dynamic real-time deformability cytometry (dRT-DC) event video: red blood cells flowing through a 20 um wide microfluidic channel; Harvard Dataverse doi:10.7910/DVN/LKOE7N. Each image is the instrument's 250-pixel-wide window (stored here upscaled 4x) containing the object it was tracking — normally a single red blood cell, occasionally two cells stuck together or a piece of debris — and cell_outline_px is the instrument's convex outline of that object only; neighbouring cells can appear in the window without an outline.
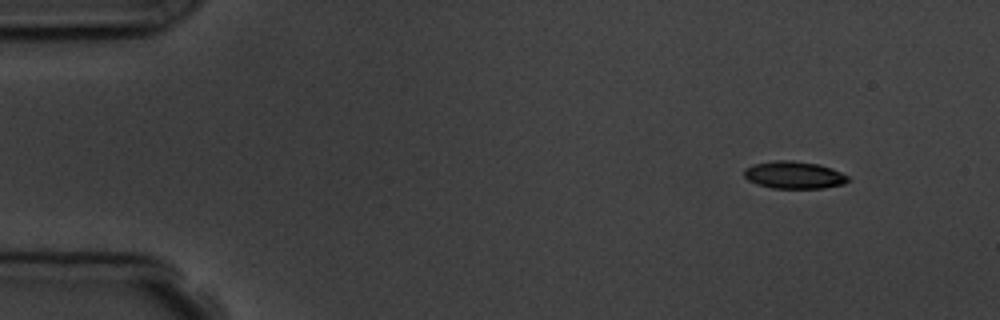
{"species": "common noctule bat (a hibernating species)", "species_latin": "Nyctalus noctula", "temperature_condition": "room temperature", "stored_images_in_passage": 6, "camera_frame_rate_fps": 3000, "um_per_image_px": 0.085, "animal": {"sex": "male", "body_mass_g": 19.5, "forearm_length_mm": 54.6}, "frame": {"image": 1, "passage_image": 1, "time_ms": 0.0, "image_size_px": [1000, 320], "cell_outline_px": [[848, 180], [844, 184], [824, 188], [772, 188], [756, 184], [748, 180], [744, 176], [744, 168], [752, 164], [772, 160], [792, 160], [820, 164], [832, 168], [848, 176]], "centroid_in_image_um": [67.46, 14.86], "position_along_channel_um": 17.5, "area_um2": 16.76}}
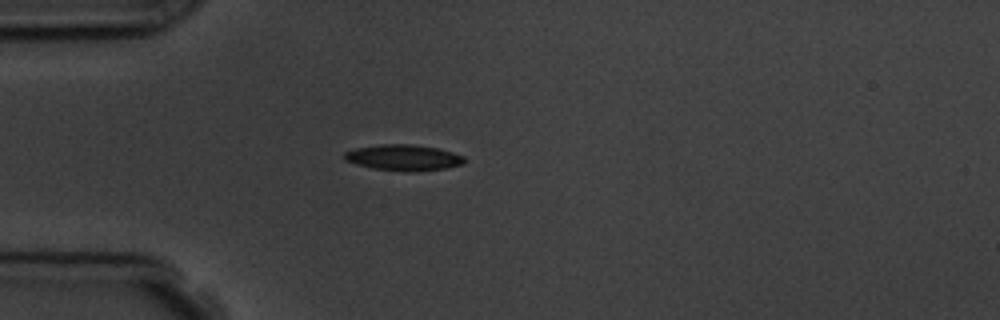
{"frame": {"image": 2, "passage_image": 4, "time_ms": 3.333, "image_size_px": [1000, 320], "cell_outline_px": [[464, 164], [444, 168], [408, 172], [372, 168], [356, 164], [344, 160], [344, 152], [356, 148], [380, 144], [412, 144], [436, 148], [452, 152], [464, 156]], "centroid_in_image_um": [34.27, 13.39], "position_along_channel_um": 50.7, "area_um2": 18.03}}
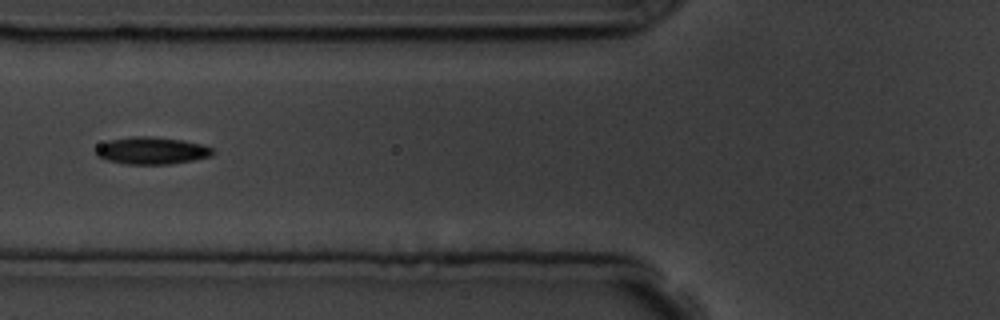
{"frame": {"image": 3, "passage_image": 6, "time_ms": 5.333, "image_size_px": [1000, 320], "cell_outline_px": [[216, 152], [212, 156], [192, 160], [168, 164], [128, 164], [108, 160], [96, 156], [96, 148], [100, 144], [108, 140], [132, 136], [152, 136], [184, 140], [204, 144], [212, 148]], "centroid_in_image_um": [12.92, 12.79], "position_along_channel_um": 112.9, "area_um2": 18.67}}